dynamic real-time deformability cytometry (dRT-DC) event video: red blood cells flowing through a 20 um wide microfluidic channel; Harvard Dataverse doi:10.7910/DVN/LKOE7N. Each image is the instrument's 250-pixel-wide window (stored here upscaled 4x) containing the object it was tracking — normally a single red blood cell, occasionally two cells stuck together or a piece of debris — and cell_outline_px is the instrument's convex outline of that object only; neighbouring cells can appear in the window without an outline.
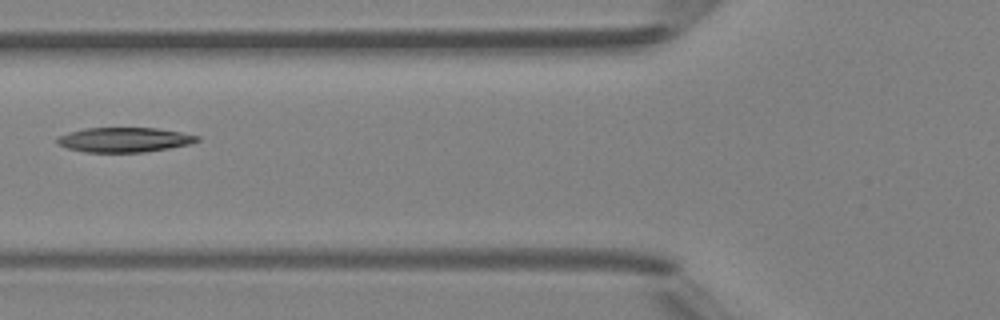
{"species": "Egyptian fruit bat (a non-hibernating species)", "species_latin": "Rousettus aegyptiacus", "temperature_condition": "room temperature", "stored_images_in_passage": 4, "camera_frame_rate_fps": 3000, "um_per_image_px": 0.085, "animal": {"sex": "female"}, "frame": {"image": 1, "passage_image": 3, "time_ms": 2.333, "image_size_px": [1000, 320], "cell_outline_px": [[200, 140], [188, 144], [168, 148], [144, 152], [84, 152], [68, 148], [56, 144], [56, 136], [68, 132], [84, 128], [156, 128], [180, 132], [200, 136]], "centroid_in_image_um": [10.51, 11.87], "position_along_channel_um": 115.3, "area_um2": 20.17}}
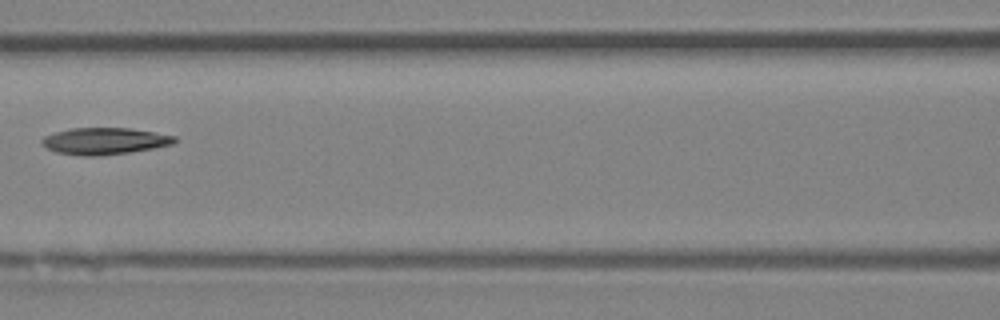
{"frame": {"image": 2, "passage_image": 4, "time_ms": 3.333, "image_size_px": [1000, 320], "cell_outline_px": [[176, 140], [172, 144], [152, 148], [128, 152], [96, 156], [80, 156], [56, 152], [40, 144], [40, 140], [44, 136], [56, 132], [72, 128], [128, 128], [176, 136]], "centroid_in_image_um": [8.83, 11.99], "position_along_channel_um": 157.8, "area_um2": 20.46}}